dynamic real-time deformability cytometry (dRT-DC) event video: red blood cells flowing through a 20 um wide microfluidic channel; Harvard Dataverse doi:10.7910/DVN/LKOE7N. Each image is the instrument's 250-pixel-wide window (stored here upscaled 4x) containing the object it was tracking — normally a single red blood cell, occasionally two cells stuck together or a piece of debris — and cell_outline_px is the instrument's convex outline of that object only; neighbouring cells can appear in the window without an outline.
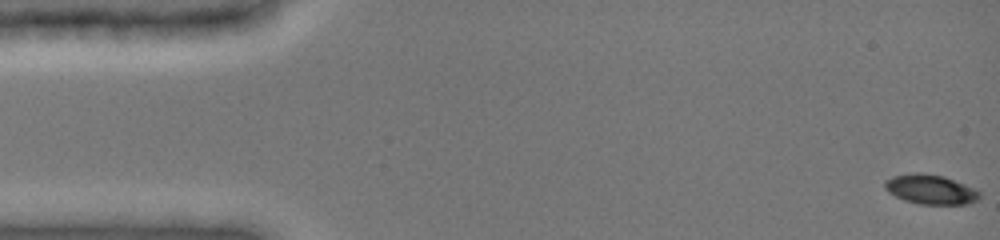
{"species": "common noctule bat (a hibernating species)", "species_latin": "Nyctalus noctula", "temperature_condition": "cold", "stored_images_in_passage": 32, "camera_frame_rate_fps": 3000, "um_per_image_px": 0.085, "animal": {"sex": "female", "body_mass_g": 19.0, "forearm_length_mm": 51.5}, "frame": {"image": 1, "passage_image": 1, "time_ms": 0.0, "image_size_px": [1000, 240], "cell_outline_px": [[980, 196], [976, 200], [964, 204], [920, 204], [904, 200], [888, 192], [884, 188], [884, 184], [888, 180], [896, 176], [944, 176], [972, 188], [980, 192]], "centroid_in_image_um": [79.13, 16.16], "position_along_channel_um": 5.9, "area_um2": 15.2}}
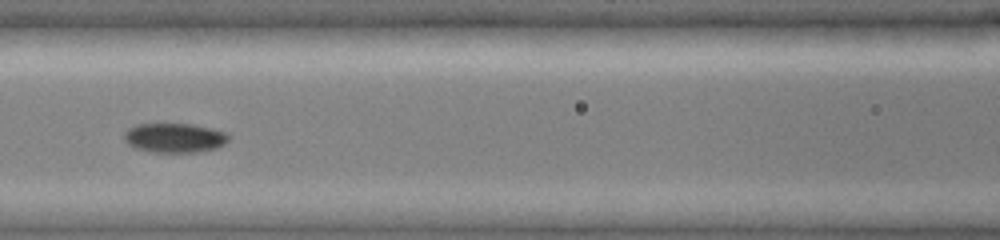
{"frame": {"image": 2, "passage_image": 20, "time_ms": 6.333, "image_size_px": [1000, 240], "cell_outline_px": [[228, 140], [224, 144], [216, 148], [196, 152], [152, 152], [136, 148], [128, 144], [124, 140], [124, 132], [128, 128], [136, 124], [192, 124], [212, 128], [224, 132], [228, 136]], "centroid_in_image_um": [14.8, 11.71], "position_along_channel_um": 151.8, "area_um2": 17.86}}
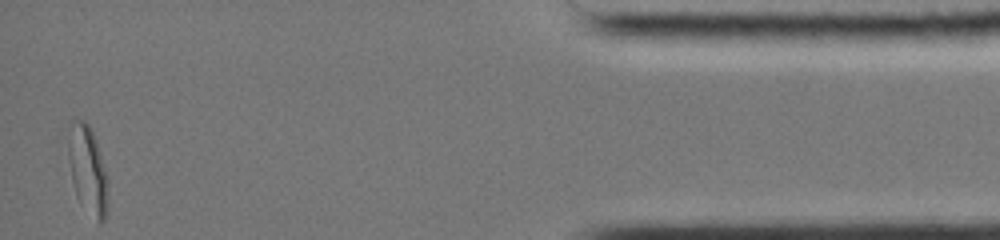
{"frame": {"image": 3, "passage_image": 32, "time_ms": 10.333, "image_size_px": [1000, 240], "cell_outline_px": [[108, 208], [104, 220], [100, 224], [96, 224], [80, 204], [76, 196], [72, 180], [68, 160], [68, 140], [72, 120], [84, 120], [92, 128], [100, 152], [108, 180]], "centroid_in_image_um": [7.47, 14.53], "position_along_channel_um": 427.7, "area_um2": 20.92}, "authors_computed_cell_mechanics": {"area_um2": 17.0221, "velocity_mm_per_s": 3.9905, "shape_relaxation_time_tau1_ms": 6.3197, "shape_relaxation_time_tau2_ms": 5.8479, "deformation_change_tau1": 0.26, "deformation_change_tau2": 0.0814}}